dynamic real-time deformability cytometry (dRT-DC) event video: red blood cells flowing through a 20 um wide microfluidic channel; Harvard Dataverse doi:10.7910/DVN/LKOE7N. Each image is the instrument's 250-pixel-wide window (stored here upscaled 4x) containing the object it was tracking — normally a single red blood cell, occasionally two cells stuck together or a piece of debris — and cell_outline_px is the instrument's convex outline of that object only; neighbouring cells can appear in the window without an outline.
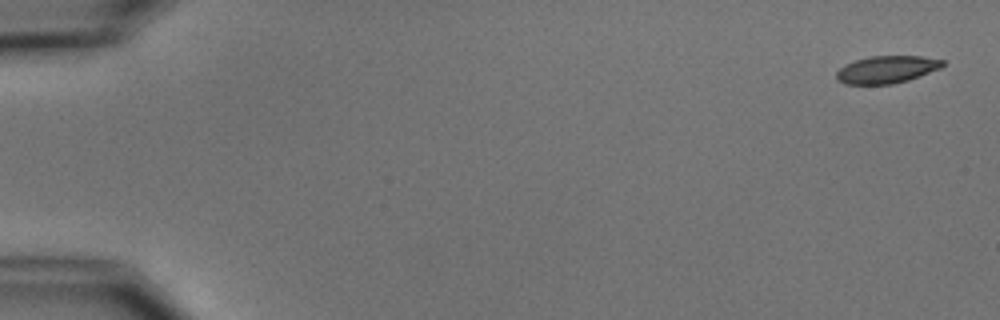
{"species": "common noctule bat (a hibernating species)", "species_latin": "Nyctalus noctula", "temperature_condition": "cold", "stored_images_in_passage": 5, "camera_frame_rate_fps": 3000, "um_per_image_px": 0.085, "animal": {"sex": "male", "body_mass_g": 15.6}, "frame": {"image": 1, "passage_image": 1, "time_ms": 0.0, "image_size_px": [1000, 320], "cell_outline_px": [[944, 64], [940, 68], [908, 80], [892, 84], [844, 84], [836, 80], [836, 72], [844, 64], [868, 56], [920, 56], [944, 60]], "centroid_in_image_um": [75.33, 5.91], "position_along_channel_um": 9.7, "area_um2": 16.94}}
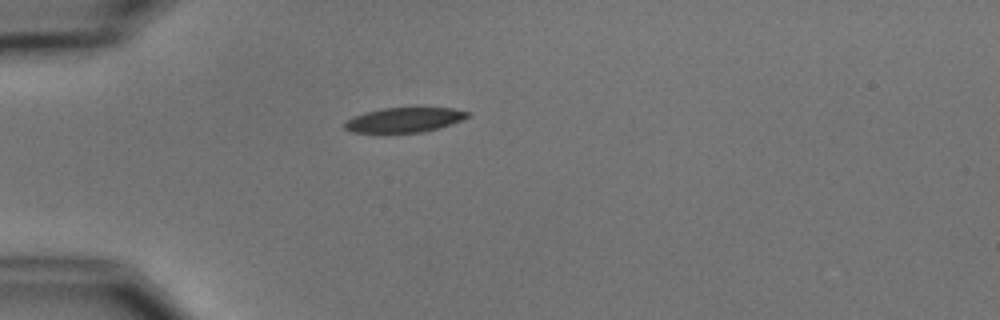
{"frame": {"image": 2, "passage_image": 5, "time_ms": 4.667, "image_size_px": [1000, 320], "cell_outline_px": [[468, 116], [452, 124], [440, 128], [424, 132], [352, 132], [344, 128], [344, 124], [352, 116], [364, 112], [384, 108], [412, 104], [452, 108], [468, 112]], "centroid_in_image_um": [34.4, 10.13], "position_along_channel_um": 50.6, "area_um2": 18.5}}